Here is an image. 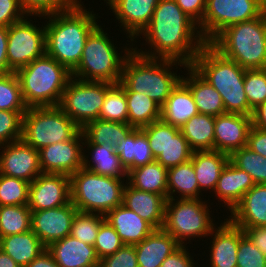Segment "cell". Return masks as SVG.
I'll use <instances>...</instances> for the list:
<instances>
[{"instance_id": "cell-1", "label": "cell", "mask_w": 266, "mask_h": 267, "mask_svg": "<svg viewBox=\"0 0 266 267\" xmlns=\"http://www.w3.org/2000/svg\"><path fill=\"white\" fill-rule=\"evenodd\" d=\"M196 25L175 0H159L149 25L141 33L153 52L133 50L148 58L176 60L191 66L206 44Z\"/></svg>"}, {"instance_id": "cell-2", "label": "cell", "mask_w": 266, "mask_h": 267, "mask_svg": "<svg viewBox=\"0 0 266 267\" xmlns=\"http://www.w3.org/2000/svg\"><path fill=\"white\" fill-rule=\"evenodd\" d=\"M77 1L65 10L45 15L50 19L45 25L46 54L70 72L78 66L87 37L98 25L96 14Z\"/></svg>"}, {"instance_id": "cell-3", "label": "cell", "mask_w": 266, "mask_h": 267, "mask_svg": "<svg viewBox=\"0 0 266 267\" xmlns=\"http://www.w3.org/2000/svg\"><path fill=\"white\" fill-rule=\"evenodd\" d=\"M191 67L221 95L225 113L252 115L244 89L246 69L222 56L209 43L202 47Z\"/></svg>"}, {"instance_id": "cell-4", "label": "cell", "mask_w": 266, "mask_h": 267, "mask_svg": "<svg viewBox=\"0 0 266 267\" xmlns=\"http://www.w3.org/2000/svg\"><path fill=\"white\" fill-rule=\"evenodd\" d=\"M157 60L132 50L123 63L120 83L125 92L147 94L162 107L172 90L182 80L181 76L170 71L171 66H177V63L181 67L187 65L176 60Z\"/></svg>"}, {"instance_id": "cell-5", "label": "cell", "mask_w": 266, "mask_h": 267, "mask_svg": "<svg viewBox=\"0 0 266 267\" xmlns=\"http://www.w3.org/2000/svg\"><path fill=\"white\" fill-rule=\"evenodd\" d=\"M209 44L244 69L266 68V11L225 28Z\"/></svg>"}, {"instance_id": "cell-6", "label": "cell", "mask_w": 266, "mask_h": 267, "mask_svg": "<svg viewBox=\"0 0 266 267\" xmlns=\"http://www.w3.org/2000/svg\"><path fill=\"white\" fill-rule=\"evenodd\" d=\"M28 107L59 106L71 72L46 53L16 72Z\"/></svg>"}, {"instance_id": "cell-7", "label": "cell", "mask_w": 266, "mask_h": 267, "mask_svg": "<svg viewBox=\"0 0 266 267\" xmlns=\"http://www.w3.org/2000/svg\"><path fill=\"white\" fill-rule=\"evenodd\" d=\"M99 24L87 37L81 60L71 72L72 77L83 81L119 83L122 76V66L128 54L133 50L127 47L125 54L120 56L114 43ZM127 49V50H126Z\"/></svg>"}, {"instance_id": "cell-8", "label": "cell", "mask_w": 266, "mask_h": 267, "mask_svg": "<svg viewBox=\"0 0 266 267\" xmlns=\"http://www.w3.org/2000/svg\"><path fill=\"white\" fill-rule=\"evenodd\" d=\"M125 184L121 179L79 169L70 176L71 202L78 211L106 215L122 205Z\"/></svg>"}, {"instance_id": "cell-9", "label": "cell", "mask_w": 266, "mask_h": 267, "mask_svg": "<svg viewBox=\"0 0 266 267\" xmlns=\"http://www.w3.org/2000/svg\"><path fill=\"white\" fill-rule=\"evenodd\" d=\"M81 128L59 106L28 107L22 139L34 149L73 139Z\"/></svg>"}, {"instance_id": "cell-10", "label": "cell", "mask_w": 266, "mask_h": 267, "mask_svg": "<svg viewBox=\"0 0 266 267\" xmlns=\"http://www.w3.org/2000/svg\"><path fill=\"white\" fill-rule=\"evenodd\" d=\"M176 200L175 198L166 200L162 229L171 234L181 245L185 239L191 237L209 236L215 224L210 217L207 204L201 198Z\"/></svg>"}, {"instance_id": "cell-11", "label": "cell", "mask_w": 266, "mask_h": 267, "mask_svg": "<svg viewBox=\"0 0 266 267\" xmlns=\"http://www.w3.org/2000/svg\"><path fill=\"white\" fill-rule=\"evenodd\" d=\"M266 0H206V10L198 25L205 43H210L225 28L260 17Z\"/></svg>"}, {"instance_id": "cell-12", "label": "cell", "mask_w": 266, "mask_h": 267, "mask_svg": "<svg viewBox=\"0 0 266 267\" xmlns=\"http://www.w3.org/2000/svg\"><path fill=\"white\" fill-rule=\"evenodd\" d=\"M111 85L71 77L59 107L82 129L88 122L99 119L106 91Z\"/></svg>"}, {"instance_id": "cell-13", "label": "cell", "mask_w": 266, "mask_h": 267, "mask_svg": "<svg viewBox=\"0 0 266 267\" xmlns=\"http://www.w3.org/2000/svg\"><path fill=\"white\" fill-rule=\"evenodd\" d=\"M45 53V25L40 29L23 18L8 27L7 61L9 73H16Z\"/></svg>"}, {"instance_id": "cell-14", "label": "cell", "mask_w": 266, "mask_h": 267, "mask_svg": "<svg viewBox=\"0 0 266 267\" xmlns=\"http://www.w3.org/2000/svg\"><path fill=\"white\" fill-rule=\"evenodd\" d=\"M83 138L81 130L71 140L57 142L38 150L42 173L71 176L83 168Z\"/></svg>"}, {"instance_id": "cell-15", "label": "cell", "mask_w": 266, "mask_h": 267, "mask_svg": "<svg viewBox=\"0 0 266 267\" xmlns=\"http://www.w3.org/2000/svg\"><path fill=\"white\" fill-rule=\"evenodd\" d=\"M70 201V176L41 173L30 183L28 207L31 211L57 208Z\"/></svg>"}, {"instance_id": "cell-16", "label": "cell", "mask_w": 266, "mask_h": 267, "mask_svg": "<svg viewBox=\"0 0 266 267\" xmlns=\"http://www.w3.org/2000/svg\"><path fill=\"white\" fill-rule=\"evenodd\" d=\"M0 148H3L0 155V174L31 183L42 173L39 151L23 139L0 145Z\"/></svg>"}, {"instance_id": "cell-17", "label": "cell", "mask_w": 266, "mask_h": 267, "mask_svg": "<svg viewBox=\"0 0 266 267\" xmlns=\"http://www.w3.org/2000/svg\"><path fill=\"white\" fill-rule=\"evenodd\" d=\"M77 211L71 201L57 208L32 211L31 230L47 248L70 235Z\"/></svg>"}, {"instance_id": "cell-18", "label": "cell", "mask_w": 266, "mask_h": 267, "mask_svg": "<svg viewBox=\"0 0 266 267\" xmlns=\"http://www.w3.org/2000/svg\"><path fill=\"white\" fill-rule=\"evenodd\" d=\"M251 116L224 113L215 117L214 150L231 155L247 145Z\"/></svg>"}, {"instance_id": "cell-19", "label": "cell", "mask_w": 266, "mask_h": 267, "mask_svg": "<svg viewBox=\"0 0 266 267\" xmlns=\"http://www.w3.org/2000/svg\"><path fill=\"white\" fill-rule=\"evenodd\" d=\"M134 41L149 25L159 0H104ZM108 1V2H107Z\"/></svg>"}, {"instance_id": "cell-20", "label": "cell", "mask_w": 266, "mask_h": 267, "mask_svg": "<svg viewBox=\"0 0 266 267\" xmlns=\"http://www.w3.org/2000/svg\"><path fill=\"white\" fill-rule=\"evenodd\" d=\"M211 231L213 237L210 254L211 267H237L239 239L244 230L229 219ZM215 234L213 235V233Z\"/></svg>"}, {"instance_id": "cell-21", "label": "cell", "mask_w": 266, "mask_h": 267, "mask_svg": "<svg viewBox=\"0 0 266 267\" xmlns=\"http://www.w3.org/2000/svg\"><path fill=\"white\" fill-rule=\"evenodd\" d=\"M230 213L229 220L243 230L266 227V184H255Z\"/></svg>"}, {"instance_id": "cell-22", "label": "cell", "mask_w": 266, "mask_h": 267, "mask_svg": "<svg viewBox=\"0 0 266 267\" xmlns=\"http://www.w3.org/2000/svg\"><path fill=\"white\" fill-rule=\"evenodd\" d=\"M166 198L163 195L142 191L125 185L122 205L134 211L155 229H162Z\"/></svg>"}, {"instance_id": "cell-23", "label": "cell", "mask_w": 266, "mask_h": 267, "mask_svg": "<svg viewBox=\"0 0 266 267\" xmlns=\"http://www.w3.org/2000/svg\"><path fill=\"white\" fill-rule=\"evenodd\" d=\"M60 267H98V258L94 246L85 244L68 235L47 247Z\"/></svg>"}, {"instance_id": "cell-24", "label": "cell", "mask_w": 266, "mask_h": 267, "mask_svg": "<svg viewBox=\"0 0 266 267\" xmlns=\"http://www.w3.org/2000/svg\"><path fill=\"white\" fill-rule=\"evenodd\" d=\"M105 219L119 234L122 242L135 245L143 241L155 228L134 211L119 205L105 215Z\"/></svg>"}, {"instance_id": "cell-25", "label": "cell", "mask_w": 266, "mask_h": 267, "mask_svg": "<svg viewBox=\"0 0 266 267\" xmlns=\"http://www.w3.org/2000/svg\"><path fill=\"white\" fill-rule=\"evenodd\" d=\"M134 246L139 267H160L166 257L177 250L181 244L165 230L155 229Z\"/></svg>"}, {"instance_id": "cell-26", "label": "cell", "mask_w": 266, "mask_h": 267, "mask_svg": "<svg viewBox=\"0 0 266 267\" xmlns=\"http://www.w3.org/2000/svg\"><path fill=\"white\" fill-rule=\"evenodd\" d=\"M254 185L251 176L229 160L220 173L214 192L231 212Z\"/></svg>"}, {"instance_id": "cell-27", "label": "cell", "mask_w": 266, "mask_h": 267, "mask_svg": "<svg viewBox=\"0 0 266 267\" xmlns=\"http://www.w3.org/2000/svg\"><path fill=\"white\" fill-rule=\"evenodd\" d=\"M189 78L182 76V82L189 88L197 110L201 114L218 116L225 113L221 95L205 81L191 66L186 67Z\"/></svg>"}, {"instance_id": "cell-28", "label": "cell", "mask_w": 266, "mask_h": 267, "mask_svg": "<svg viewBox=\"0 0 266 267\" xmlns=\"http://www.w3.org/2000/svg\"><path fill=\"white\" fill-rule=\"evenodd\" d=\"M114 149L127 172L155 161L141 128H134Z\"/></svg>"}, {"instance_id": "cell-29", "label": "cell", "mask_w": 266, "mask_h": 267, "mask_svg": "<svg viewBox=\"0 0 266 267\" xmlns=\"http://www.w3.org/2000/svg\"><path fill=\"white\" fill-rule=\"evenodd\" d=\"M198 113L193 96L182 81L172 90L161 107V119L178 128Z\"/></svg>"}, {"instance_id": "cell-30", "label": "cell", "mask_w": 266, "mask_h": 267, "mask_svg": "<svg viewBox=\"0 0 266 267\" xmlns=\"http://www.w3.org/2000/svg\"><path fill=\"white\" fill-rule=\"evenodd\" d=\"M84 141L85 144L83 145H88L87 148L88 150L90 148L92 153H90V155L92 158L89 161L86 159L88 157L83 155V168L103 176L114 177L117 179L128 178V172L126 168L121 163L119 156L111 145L92 144L85 136Z\"/></svg>"}, {"instance_id": "cell-31", "label": "cell", "mask_w": 266, "mask_h": 267, "mask_svg": "<svg viewBox=\"0 0 266 267\" xmlns=\"http://www.w3.org/2000/svg\"><path fill=\"white\" fill-rule=\"evenodd\" d=\"M191 161L199 184V193L203 188L214 191L220 173L229 161V155L215 150L194 151Z\"/></svg>"}, {"instance_id": "cell-32", "label": "cell", "mask_w": 266, "mask_h": 267, "mask_svg": "<svg viewBox=\"0 0 266 267\" xmlns=\"http://www.w3.org/2000/svg\"><path fill=\"white\" fill-rule=\"evenodd\" d=\"M0 249L8 254L20 267H26L47 248L36 234L30 230L1 237Z\"/></svg>"}, {"instance_id": "cell-33", "label": "cell", "mask_w": 266, "mask_h": 267, "mask_svg": "<svg viewBox=\"0 0 266 267\" xmlns=\"http://www.w3.org/2000/svg\"><path fill=\"white\" fill-rule=\"evenodd\" d=\"M168 169L154 161L128 172V184L136 189L163 195L167 199Z\"/></svg>"}, {"instance_id": "cell-34", "label": "cell", "mask_w": 266, "mask_h": 267, "mask_svg": "<svg viewBox=\"0 0 266 267\" xmlns=\"http://www.w3.org/2000/svg\"><path fill=\"white\" fill-rule=\"evenodd\" d=\"M215 117L198 113L180 131L194 151L214 150Z\"/></svg>"}, {"instance_id": "cell-35", "label": "cell", "mask_w": 266, "mask_h": 267, "mask_svg": "<svg viewBox=\"0 0 266 267\" xmlns=\"http://www.w3.org/2000/svg\"><path fill=\"white\" fill-rule=\"evenodd\" d=\"M180 193V199H199V184L191 159L168 169L167 199H174L173 193Z\"/></svg>"}, {"instance_id": "cell-36", "label": "cell", "mask_w": 266, "mask_h": 267, "mask_svg": "<svg viewBox=\"0 0 266 267\" xmlns=\"http://www.w3.org/2000/svg\"><path fill=\"white\" fill-rule=\"evenodd\" d=\"M133 129L128 123L97 119L88 122L81 130L92 144H108L115 148Z\"/></svg>"}, {"instance_id": "cell-37", "label": "cell", "mask_w": 266, "mask_h": 267, "mask_svg": "<svg viewBox=\"0 0 266 267\" xmlns=\"http://www.w3.org/2000/svg\"><path fill=\"white\" fill-rule=\"evenodd\" d=\"M128 108V124L142 128L161 119V106L147 94L125 92Z\"/></svg>"}, {"instance_id": "cell-38", "label": "cell", "mask_w": 266, "mask_h": 267, "mask_svg": "<svg viewBox=\"0 0 266 267\" xmlns=\"http://www.w3.org/2000/svg\"><path fill=\"white\" fill-rule=\"evenodd\" d=\"M193 152L194 150L182 135L180 128L167 123V145L155 161L169 169L189 161Z\"/></svg>"}, {"instance_id": "cell-39", "label": "cell", "mask_w": 266, "mask_h": 267, "mask_svg": "<svg viewBox=\"0 0 266 267\" xmlns=\"http://www.w3.org/2000/svg\"><path fill=\"white\" fill-rule=\"evenodd\" d=\"M32 211L28 205L0 206V237L31 230Z\"/></svg>"}, {"instance_id": "cell-40", "label": "cell", "mask_w": 266, "mask_h": 267, "mask_svg": "<svg viewBox=\"0 0 266 267\" xmlns=\"http://www.w3.org/2000/svg\"><path fill=\"white\" fill-rule=\"evenodd\" d=\"M99 119L128 123V108L125 89L119 83H113L106 91Z\"/></svg>"}, {"instance_id": "cell-41", "label": "cell", "mask_w": 266, "mask_h": 267, "mask_svg": "<svg viewBox=\"0 0 266 267\" xmlns=\"http://www.w3.org/2000/svg\"><path fill=\"white\" fill-rule=\"evenodd\" d=\"M229 160L247 172L255 184H266V157L244 146L234 151L229 156Z\"/></svg>"}, {"instance_id": "cell-42", "label": "cell", "mask_w": 266, "mask_h": 267, "mask_svg": "<svg viewBox=\"0 0 266 267\" xmlns=\"http://www.w3.org/2000/svg\"><path fill=\"white\" fill-rule=\"evenodd\" d=\"M19 78L15 72L0 75V110L26 112Z\"/></svg>"}, {"instance_id": "cell-43", "label": "cell", "mask_w": 266, "mask_h": 267, "mask_svg": "<svg viewBox=\"0 0 266 267\" xmlns=\"http://www.w3.org/2000/svg\"><path fill=\"white\" fill-rule=\"evenodd\" d=\"M105 215L98 213L77 211L74 216L70 235L94 246L101 223Z\"/></svg>"}, {"instance_id": "cell-44", "label": "cell", "mask_w": 266, "mask_h": 267, "mask_svg": "<svg viewBox=\"0 0 266 267\" xmlns=\"http://www.w3.org/2000/svg\"><path fill=\"white\" fill-rule=\"evenodd\" d=\"M30 183L0 174V206L28 205Z\"/></svg>"}, {"instance_id": "cell-45", "label": "cell", "mask_w": 266, "mask_h": 267, "mask_svg": "<svg viewBox=\"0 0 266 267\" xmlns=\"http://www.w3.org/2000/svg\"><path fill=\"white\" fill-rule=\"evenodd\" d=\"M244 89L252 109L266 101V68L246 69Z\"/></svg>"}, {"instance_id": "cell-46", "label": "cell", "mask_w": 266, "mask_h": 267, "mask_svg": "<svg viewBox=\"0 0 266 267\" xmlns=\"http://www.w3.org/2000/svg\"><path fill=\"white\" fill-rule=\"evenodd\" d=\"M124 243L122 242L119 234L105 219L99 228L94 248L98 258L101 260L106 256L114 254L118 251Z\"/></svg>"}, {"instance_id": "cell-47", "label": "cell", "mask_w": 266, "mask_h": 267, "mask_svg": "<svg viewBox=\"0 0 266 267\" xmlns=\"http://www.w3.org/2000/svg\"><path fill=\"white\" fill-rule=\"evenodd\" d=\"M25 112L0 110V145L22 139Z\"/></svg>"}, {"instance_id": "cell-48", "label": "cell", "mask_w": 266, "mask_h": 267, "mask_svg": "<svg viewBox=\"0 0 266 267\" xmlns=\"http://www.w3.org/2000/svg\"><path fill=\"white\" fill-rule=\"evenodd\" d=\"M237 267H266V256L245 233L239 239Z\"/></svg>"}, {"instance_id": "cell-49", "label": "cell", "mask_w": 266, "mask_h": 267, "mask_svg": "<svg viewBox=\"0 0 266 267\" xmlns=\"http://www.w3.org/2000/svg\"><path fill=\"white\" fill-rule=\"evenodd\" d=\"M27 16L38 17L53 14L68 8L75 0H18ZM40 15V16H39Z\"/></svg>"}, {"instance_id": "cell-50", "label": "cell", "mask_w": 266, "mask_h": 267, "mask_svg": "<svg viewBox=\"0 0 266 267\" xmlns=\"http://www.w3.org/2000/svg\"><path fill=\"white\" fill-rule=\"evenodd\" d=\"M141 130L146 134L152 155L156 159L167 145V123L159 119Z\"/></svg>"}, {"instance_id": "cell-51", "label": "cell", "mask_w": 266, "mask_h": 267, "mask_svg": "<svg viewBox=\"0 0 266 267\" xmlns=\"http://www.w3.org/2000/svg\"><path fill=\"white\" fill-rule=\"evenodd\" d=\"M98 267H139L135 246L124 244L114 254L101 259Z\"/></svg>"}, {"instance_id": "cell-52", "label": "cell", "mask_w": 266, "mask_h": 267, "mask_svg": "<svg viewBox=\"0 0 266 267\" xmlns=\"http://www.w3.org/2000/svg\"><path fill=\"white\" fill-rule=\"evenodd\" d=\"M26 15L18 0H0V26L9 27L13 23L27 18Z\"/></svg>"}, {"instance_id": "cell-53", "label": "cell", "mask_w": 266, "mask_h": 267, "mask_svg": "<svg viewBox=\"0 0 266 267\" xmlns=\"http://www.w3.org/2000/svg\"><path fill=\"white\" fill-rule=\"evenodd\" d=\"M182 11L199 25L205 14L206 0H175Z\"/></svg>"}, {"instance_id": "cell-54", "label": "cell", "mask_w": 266, "mask_h": 267, "mask_svg": "<svg viewBox=\"0 0 266 267\" xmlns=\"http://www.w3.org/2000/svg\"><path fill=\"white\" fill-rule=\"evenodd\" d=\"M186 250H188L186 246L181 245L171 255L166 257L160 267H195V263L192 262L193 259Z\"/></svg>"}, {"instance_id": "cell-55", "label": "cell", "mask_w": 266, "mask_h": 267, "mask_svg": "<svg viewBox=\"0 0 266 267\" xmlns=\"http://www.w3.org/2000/svg\"><path fill=\"white\" fill-rule=\"evenodd\" d=\"M246 146L255 153L266 157V130L252 126L248 133Z\"/></svg>"}, {"instance_id": "cell-56", "label": "cell", "mask_w": 266, "mask_h": 267, "mask_svg": "<svg viewBox=\"0 0 266 267\" xmlns=\"http://www.w3.org/2000/svg\"><path fill=\"white\" fill-rule=\"evenodd\" d=\"M244 233L266 256V227L245 228Z\"/></svg>"}, {"instance_id": "cell-57", "label": "cell", "mask_w": 266, "mask_h": 267, "mask_svg": "<svg viewBox=\"0 0 266 267\" xmlns=\"http://www.w3.org/2000/svg\"><path fill=\"white\" fill-rule=\"evenodd\" d=\"M8 27L0 26V75L9 73L7 61Z\"/></svg>"}, {"instance_id": "cell-58", "label": "cell", "mask_w": 266, "mask_h": 267, "mask_svg": "<svg viewBox=\"0 0 266 267\" xmlns=\"http://www.w3.org/2000/svg\"><path fill=\"white\" fill-rule=\"evenodd\" d=\"M251 119L252 126L266 130V101L253 109Z\"/></svg>"}, {"instance_id": "cell-59", "label": "cell", "mask_w": 266, "mask_h": 267, "mask_svg": "<svg viewBox=\"0 0 266 267\" xmlns=\"http://www.w3.org/2000/svg\"><path fill=\"white\" fill-rule=\"evenodd\" d=\"M26 267H60L54 260L52 254L46 249L33 259Z\"/></svg>"}, {"instance_id": "cell-60", "label": "cell", "mask_w": 266, "mask_h": 267, "mask_svg": "<svg viewBox=\"0 0 266 267\" xmlns=\"http://www.w3.org/2000/svg\"><path fill=\"white\" fill-rule=\"evenodd\" d=\"M0 267H20L8 254L0 249Z\"/></svg>"}]
</instances>
